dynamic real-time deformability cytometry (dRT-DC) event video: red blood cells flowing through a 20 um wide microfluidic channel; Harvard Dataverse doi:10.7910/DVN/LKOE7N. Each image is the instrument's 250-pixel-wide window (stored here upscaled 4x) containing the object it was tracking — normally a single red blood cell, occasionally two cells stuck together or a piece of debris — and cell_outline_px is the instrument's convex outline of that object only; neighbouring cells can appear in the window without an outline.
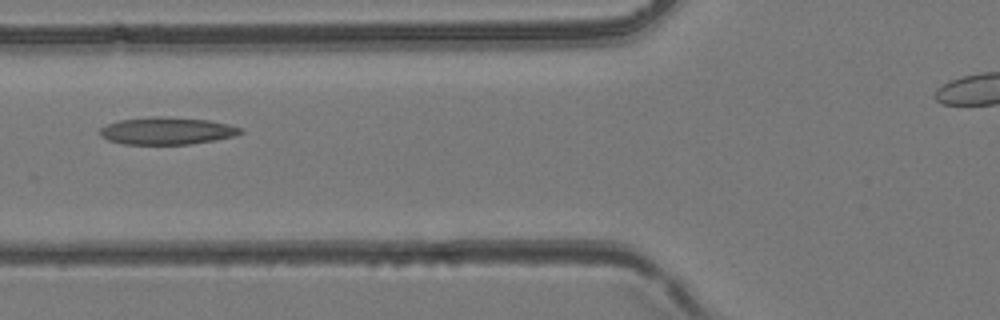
{"species": "common noctule bat (a hibernating species)", "species_latin": "Nyctalus noctula", "temperature_condition": "room temperature", "stored_images_in_passage": 37, "camera_frame_rate_fps": 3000, "um_per_image_px": 0.085, "animal": {"sex": "female", "body_mass_g": 24.6, "forearm_length_mm": 56.2}, "frame": {"image": 1, "passage_image": 15, "time_ms": 4.667, "image_size_px": [1000, 320], "cell_outline_px": [[244, 132], [232, 136], [216, 140], [188, 144], [124, 144], [108, 140], [100, 136], [96, 132], [100, 128], [108, 124], [120, 120], [152, 116], [164, 116], [208, 120], [228, 124], [244, 128]], "centroid_in_image_um": [14.17, 11.12], "position_along_channel_um": 111.6, "area_um2": 22.48}}
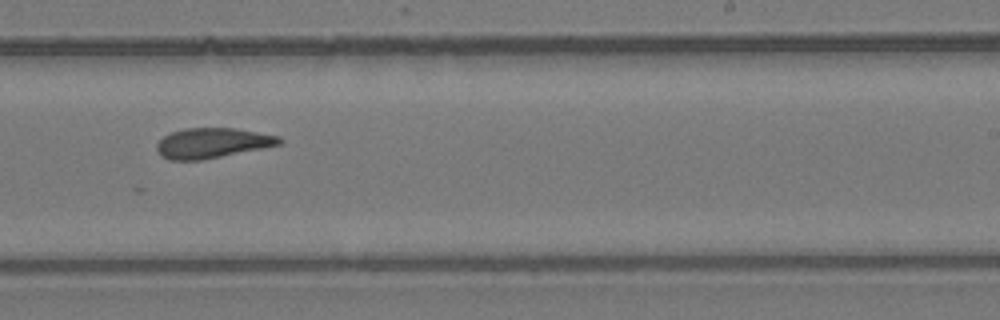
{"frame": {"image": 2, "passage_image": 25, "time_ms": 8.0, "image_size_px": [1000, 320], "cell_outline_px": [[284, 140], [280, 144], [200, 160], [168, 160], [160, 156], [156, 148], [156, 144], [164, 136], [172, 132], [184, 128], [236, 128], [280, 136]], "centroid_in_image_um": [18.01, 12.15], "position_along_channel_um": 271.0, "area_um2": 21.33}}
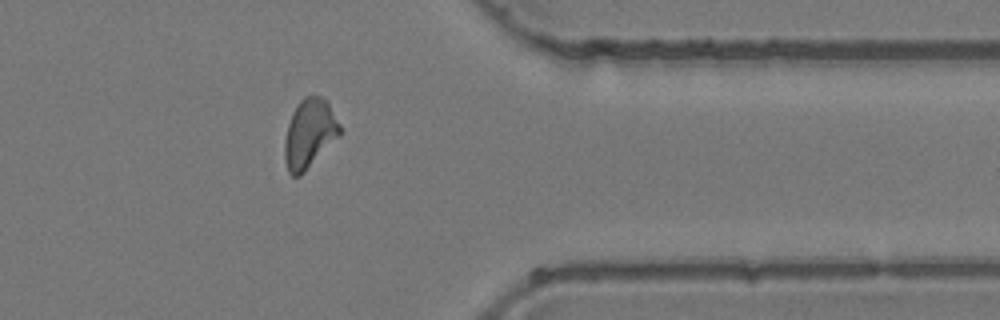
{"frame": {"image": 3, "passage_image": 33, "time_ms": 10.667, "image_size_px": [1000, 320], "cell_outline_px": [[340, 136], [300, 176], [292, 176], [288, 172], [284, 160], [284, 140], [288, 124], [292, 112], [296, 104], [304, 96], [320, 96], [328, 100], [340, 124]], "centroid_in_image_um": [26.3, 11.34], "position_along_channel_um": 385.1, "area_um2": 22.48}}